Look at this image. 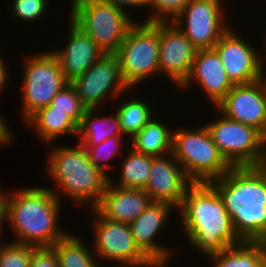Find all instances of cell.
<instances>
[{
  "instance_id": "6da1fadb",
  "label": "cell",
  "mask_w": 266,
  "mask_h": 267,
  "mask_svg": "<svg viewBox=\"0 0 266 267\" xmlns=\"http://www.w3.org/2000/svg\"><path fill=\"white\" fill-rule=\"evenodd\" d=\"M210 184L241 241L266 242V165L232 167Z\"/></svg>"
},
{
  "instance_id": "7a4b0ae2",
  "label": "cell",
  "mask_w": 266,
  "mask_h": 267,
  "mask_svg": "<svg viewBox=\"0 0 266 267\" xmlns=\"http://www.w3.org/2000/svg\"><path fill=\"white\" fill-rule=\"evenodd\" d=\"M178 212L191 248L193 246L205 257L242 242L222 198L210 183H193Z\"/></svg>"
},
{
  "instance_id": "3957f363",
  "label": "cell",
  "mask_w": 266,
  "mask_h": 267,
  "mask_svg": "<svg viewBox=\"0 0 266 267\" xmlns=\"http://www.w3.org/2000/svg\"><path fill=\"white\" fill-rule=\"evenodd\" d=\"M14 192L9 194L0 189L5 219L18 238L13 243L52 247L68 234L69 231L58 226L62 201L50 188L31 187Z\"/></svg>"
},
{
  "instance_id": "277c9868",
  "label": "cell",
  "mask_w": 266,
  "mask_h": 267,
  "mask_svg": "<svg viewBox=\"0 0 266 267\" xmlns=\"http://www.w3.org/2000/svg\"><path fill=\"white\" fill-rule=\"evenodd\" d=\"M53 149L47 155L48 166L46 165L45 171L57 184L56 189L59 188H50L52 193L60 201L63 194L72 202L81 205L87 202L89 207L94 209L106 191L111 176L97 169L89 161L85 148L79 143L76 147L65 145L57 148L54 146Z\"/></svg>"
},
{
  "instance_id": "5b68a950",
  "label": "cell",
  "mask_w": 266,
  "mask_h": 267,
  "mask_svg": "<svg viewBox=\"0 0 266 267\" xmlns=\"http://www.w3.org/2000/svg\"><path fill=\"white\" fill-rule=\"evenodd\" d=\"M186 129L173 130L172 154L193 183H210L232 168L205 126Z\"/></svg>"
},
{
  "instance_id": "8992f818",
  "label": "cell",
  "mask_w": 266,
  "mask_h": 267,
  "mask_svg": "<svg viewBox=\"0 0 266 267\" xmlns=\"http://www.w3.org/2000/svg\"><path fill=\"white\" fill-rule=\"evenodd\" d=\"M71 2L70 20L87 34L104 54H115L128 29L135 23L130 12L99 0Z\"/></svg>"
},
{
  "instance_id": "52a82bcc",
  "label": "cell",
  "mask_w": 266,
  "mask_h": 267,
  "mask_svg": "<svg viewBox=\"0 0 266 267\" xmlns=\"http://www.w3.org/2000/svg\"><path fill=\"white\" fill-rule=\"evenodd\" d=\"M115 55L130 89L159 74V22H135Z\"/></svg>"
},
{
  "instance_id": "ba28073f",
  "label": "cell",
  "mask_w": 266,
  "mask_h": 267,
  "mask_svg": "<svg viewBox=\"0 0 266 267\" xmlns=\"http://www.w3.org/2000/svg\"><path fill=\"white\" fill-rule=\"evenodd\" d=\"M221 117L204 126L226 161L232 167L266 165V137L253 126Z\"/></svg>"
},
{
  "instance_id": "9c48e42d",
  "label": "cell",
  "mask_w": 266,
  "mask_h": 267,
  "mask_svg": "<svg viewBox=\"0 0 266 267\" xmlns=\"http://www.w3.org/2000/svg\"><path fill=\"white\" fill-rule=\"evenodd\" d=\"M23 72L21 112L25 122L37 110L50 105L69 82L63 76L58 59L50 51L28 56Z\"/></svg>"
},
{
  "instance_id": "30bf717a",
  "label": "cell",
  "mask_w": 266,
  "mask_h": 267,
  "mask_svg": "<svg viewBox=\"0 0 266 267\" xmlns=\"http://www.w3.org/2000/svg\"><path fill=\"white\" fill-rule=\"evenodd\" d=\"M93 253L96 258L113 262L112 267H163L153 263L135 244L129 224L102 217L95 209Z\"/></svg>"
},
{
  "instance_id": "8fae6325",
  "label": "cell",
  "mask_w": 266,
  "mask_h": 267,
  "mask_svg": "<svg viewBox=\"0 0 266 267\" xmlns=\"http://www.w3.org/2000/svg\"><path fill=\"white\" fill-rule=\"evenodd\" d=\"M223 5L221 0H191L172 22L198 50L213 49L230 28Z\"/></svg>"
},
{
  "instance_id": "7c38bea8",
  "label": "cell",
  "mask_w": 266,
  "mask_h": 267,
  "mask_svg": "<svg viewBox=\"0 0 266 267\" xmlns=\"http://www.w3.org/2000/svg\"><path fill=\"white\" fill-rule=\"evenodd\" d=\"M70 84L75 88L87 109H98L107 96L110 95V98L116 100L119 97L122 98L123 93L126 94V91L130 90L121 75L115 54H104Z\"/></svg>"
},
{
  "instance_id": "4fadbf2b",
  "label": "cell",
  "mask_w": 266,
  "mask_h": 267,
  "mask_svg": "<svg viewBox=\"0 0 266 267\" xmlns=\"http://www.w3.org/2000/svg\"><path fill=\"white\" fill-rule=\"evenodd\" d=\"M213 49L217 52L224 70L235 84H248L261 79L263 61L248 40L242 39L231 27L220 37Z\"/></svg>"
},
{
  "instance_id": "5bb4252c",
  "label": "cell",
  "mask_w": 266,
  "mask_h": 267,
  "mask_svg": "<svg viewBox=\"0 0 266 267\" xmlns=\"http://www.w3.org/2000/svg\"><path fill=\"white\" fill-rule=\"evenodd\" d=\"M198 49L173 22H159V75L177 87L189 76Z\"/></svg>"
},
{
  "instance_id": "9a60e30c",
  "label": "cell",
  "mask_w": 266,
  "mask_h": 267,
  "mask_svg": "<svg viewBox=\"0 0 266 267\" xmlns=\"http://www.w3.org/2000/svg\"><path fill=\"white\" fill-rule=\"evenodd\" d=\"M216 108L226 118L253 126L266 137V92L261 79L235 84Z\"/></svg>"
},
{
  "instance_id": "2e32d148",
  "label": "cell",
  "mask_w": 266,
  "mask_h": 267,
  "mask_svg": "<svg viewBox=\"0 0 266 267\" xmlns=\"http://www.w3.org/2000/svg\"><path fill=\"white\" fill-rule=\"evenodd\" d=\"M193 184L173 154L152 159L144 191L152 202H164L178 211L187 189Z\"/></svg>"
},
{
  "instance_id": "e0dca14e",
  "label": "cell",
  "mask_w": 266,
  "mask_h": 267,
  "mask_svg": "<svg viewBox=\"0 0 266 267\" xmlns=\"http://www.w3.org/2000/svg\"><path fill=\"white\" fill-rule=\"evenodd\" d=\"M174 207L164 202H151L150 205L132 222L129 223L131 234L135 244L153 262L166 266L171 258L167 246L156 242V237L161 234L162 229L171 216Z\"/></svg>"
},
{
  "instance_id": "ac0fdd59",
  "label": "cell",
  "mask_w": 266,
  "mask_h": 267,
  "mask_svg": "<svg viewBox=\"0 0 266 267\" xmlns=\"http://www.w3.org/2000/svg\"><path fill=\"white\" fill-rule=\"evenodd\" d=\"M192 82H197L215 107L234 86L214 49L197 51L189 76L179 88L185 90L194 84Z\"/></svg>"
},
{
  "instance_id": "d6986e66",
  "label": "cell",
  "mask_w": 266,
  "mask_h": 267,
  "mask_svg": "<svg viewBox=\"0 0 266 267\" xmlns=\"http://www.w3.org/2000/svg\"><path fill=\"white\" fill-rule=\"evenodd\" d=\"M68 43L51 51L58 59L63 76L70 83L84 74L104 53L97 44L69 19Z\"/></svg>"
},
{
  "instance_id": "ffe728a7",
  "label": "cell",
  "mask_w": 266,
  "mask_h": 267,
  "mask_svg": "<svg viewBox=\"0 0 266 267\" xmlns=\"http://www.w3.org/2000/svg\"><path fill=\"white\" fill-rule=\"evenodd\" d=\"M152 202L142 189H127L109 182L98 205L94 208L102 217L127 223L134 221Z\"/></svg>"
},
{
  "instance_id": "44dd1931",
  "label": "cell",
  "mask_w": 266,
  "mask_h": 267,
  "mask_svg": "<svg viewBox=\"0 0 266 267\" xmlns=\"http://www.w3.org/2000/svg\"><path fill=\"white\" fill-rule=\"evenodd\" d=\"M25 124L36 129V134L46 145L56 140L57 137L68 135L78 136V124L69 116L67 112L53 110L50 104L37 110L26 121Z\"/></svg>"
},
{
  "instance_id": "7402d4cb",
  "label": "cell",
  "mask_w": 266,
  "mask_h": 267,
  "mask_svg": "<svg viewBox=\"0 0 266 267\" xmlns=\"http://www.w3.org/2000/svg\"><path fill=\"white\" fill-rule=\"evenodd\" d=\"M211 267H266V242H247L230 246L207 257Z\"/></svg>"
},
{
  "instance_id": "603a6c76",
  "label": "cell",
  "mask_w": 266,
  "mask_h": 267,
  "mask_svg": "<svg viewBox=\"0 0 266 267\" xmlns=\"http://www.w3.org/2000/svg\"><path fill=\"white\" fill-rule=\"evenodd\" d=\"M129 140L136 152L161 157L172 153L173 130L153 117Z\"/></svg>"
},
{
  "instance_id": "cb8c5ba5",
  "label": "cell",
  "mask_w": 266,
  "mask_h": 267,
  "mask_svg": "<svg viewBox=\"0 0 266 267\" xmlns=\"http://www.w3.org/2000/svg\"><path fill=\"white\" fill-rule=\"evenodd\" d=\"M97 109H87L78 125L79 144L83 147H93L112 136H125L121 129L118 115L94 116Z\"/></svg>"
},
{
  "instance_id": "d4e9b609",
  "label": "cell",
  "mask_w": 266,
  "mask_h": 267,
  "mask_svg": "<svg viewBox=\"0 0 266 267\" xmlns=\"http://www.w3.org/2000/svg\"><path fill=\"white\" fill-rule=\"evenodd\" d=\"M52 248L58 259L59 267H100L94 259L96 255L92 252V248L84 245L83 240L72 235L71 232L57 241Z\"/></svg>"
},
{
  "instance_id": "484cf974",
  "label": "cell",
  "mask_w": 266,
  "mask_h": 267,
  "mask_svg": "<svg viewBox=\"0 0 266 267\" xmlns=\"http://www.w3.org/2000/svg\"><path fill=\"white\" fill-rule=\"evenodd\" d=\"M128 155L125 156L121 169H119L120 179L115 183L110 177V183L127 189H145L149 179L153 156L136 152L132 147Z\"/></svg>"
},
{
  "instance_id": "4316f807",
  "label": "cell",
  "mask_w": 266,
  "mask_h": 267,
  "mask_svg": "<svg viewBox=\"0 0 266 267\" xmlns=\"http://www.w3.org/2000/svg\"><path fill=\"white\" fill-rule=\"evenodd\" d=\"M125 136L133 138L152 118L153 112L145 100L131 98L119 102L115 109Z\"/></svg>"
},
{
  "instance_id": "83f0119b",
  "label": "cell",
  "mask_w": 266,
  "mask_h": 267,
  "mask_svg": "<svg viewBox=\"0 0 266 267\" xmlns=\"http://www.w3.org/2000/svg\"><path fill=\"white\" fill-rule=\"evenodd\" d=\"M125 136H112L96 146L93 147H84L86 153L89 157V161L99 170L103 171L105 174L109 176L107 173V169L110 167L106 161L112 160L114 156H119L122 152L120 148L122 147V139ZM119 154V155H118ZM105 162V163H103Z\"/></svg>"
},
{
  "instance_id": "f1b7e54d",
  "label": "cell",
  "mask_w": 266,
  "mask_h": 267,
  "mask_svg": "<svg viewBox=\"0 0 266 267\" xmlns=\"http://www.w3.org/2000/svg\"><path fill=\"white\" fill-rule=\"evenodd\" d=\"M51 105L53 110L67 112V115L78 125L87 110L77 95L75 88L70 83L56 94L52 99Z\"/></svg>"
},
{
  "instance_id": "f546056e",
  "label": "cell",
  "mask_w": 266,
  "mask_h": 267,
  "mask_svg": "<svg viewBox=\"0 0 266 267\" xmlns=\"http://www.w3.org/2000/svg\"><path fill=\"white\" fill-rule=\"evenodd\" d=\"M191 0H146V8L150 7L151 15L144 22H171L180 14ZM154 11V13H153Z\"/></svg>"
},
{
  "instance_id": "4dcf8cb0",
  "label": "cell",
  "mask_w": 266,
  "mask_h": 267,
  "mask_svg": "<svg viewBox=\"0 0 266 267\" xmlns=\"http://www.w3.org/2000/svg\"><path fill=\"white\" fill-rule=\"evenodd\" d=\"M32 256V245L0 244V267H30Z\"/></svg>"
},
{
  "instance_id": "1f68e13d",
  "label": "cell",
  "mask_w": 266,
  "mask_h": 267,
  "mask_svg": "<svg viewBox=\"0 0 266 267\" xmlns=\"http://www.w3.org/2000/svg\"><path fill=\"white\" fill-rule=\"evenodd\" d=\"M11 7L13 16L23 21H35L46 12L48 0H14Z\"/></svg>"
},
{
  "instance_id": "d6a6232c",
  "label": "cell",
  "mask_w": 266,
  "mask_h": 267,
  "mask_svg": "<svg viewBox=\"0 0 266 267\" xmlns=\"http://www.w3.org/2000/svg\"><path fill=\"white\" fill-rule=\"evenodd\" d=\"M30 267H59L54 249L52 247L33 246Z\"/></svg>"
},
{
  "instance_id": "836d02e7",
  "label": "cell",
  "mask_w": 266,
  "mask_h": 267,
  "mask_svg": "<svg viewBox=\"0 0 266 267\" xmlns=\"http://www.w3.org/2000/svg\"><path fill=\"white\" fill-rule=\"evenodd\" d=\"M99 1L115 5L124 11L128 10L129 7L135 9L146 8V0H99Z\"/></svg>"
},
{
  "instance_id": "e575fe53",
  "label": "cell",
  "mask_w": 266,
  "mask_h": 267,
  "mask_svg": "<svg viewBox=\"0 0 266 267\" xmlns=\"http://www.w3.org/2000/svg\"><path fill=\"white\" fill-rule=\"evenodd\" d=\"M5 122L6 120H4L0 114V145H6L14 141L13 131H11L10 127Z\"/></svg>"
},
{
  "instance_id": "d590c367",
  "label": "cell",
  "mask_w": 266,
  "mask_h": 267,
  "mask_svg": "<svg viewBox=\"0 0 266 267\" xmlns=\"http://www.w3.org/2000/svg\"><path fill=\"white\" fill-rule=\"evenodd\" d=\"M3 59L4 58L0 56V93L5 88L4 86H6L7 80L9 78L8 70L6 68L7 66L5 65L6 63H4Z\"/></svg>"
},
{
  "instance_id": "8d00e7d4",
  "label": "cell",
  "mask_w": 266,
  "mask_h": 267,
  "mask_svg": "<svg viewBox=\"0 0 266 267\" xmlns=\"http://www.w3.org/2000/svg\"><path fill=\"white\" fill-rule=\"evenodd\" d=\"M5 206H4V202H3V198H2V195L0 193V237L2 236V229H3V225H4V222H5ZM2 238H0L1 240ZM3 243L0 241V244Z\"/></svg>"
},
{
  "instance_id": "74e56055",
  "label": "cell",
  "mask_w": 266,
  "mask_h": 267,
  "mask_svg": "<svg viewBox=\"0 0 266 267\" xmlns=\"http://www.w3.org/2000/svg\"><path fill=\"white\" fill-rule=\"evenodd\" d=\"M265 70H263V74L261 76V81L263 82V86L265 88V92H266V71L264 72Z\"/></svg>"
},
{
  "instance_id": "f35d334b",
  "label": "cell",
  "mask_w": 266,
  "mask_h": 267,
  "mask_svg": "<svg viewBox=\"0 0 266 267\" xmlns=\"http://www.w3.org/2000/svg\"><path fill=\"white\" fill-rule=\"evenodd\" d=\"M265 35H266V34H265ZM264 40H265V43H264V44H265V48H266V36H265V39H264ZM265 54H266V53H265ZM265 58H266V57H265Z\"/></svg>"
}]
</instances>
